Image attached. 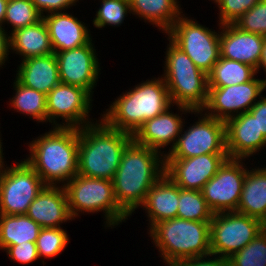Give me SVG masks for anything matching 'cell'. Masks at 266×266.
Here are the masks:
<instances>
[{
    "instance_id": "42",
    "label": "cell",
    "mask_w": 266,
    "mask_h": 266,
    "mask_svg": "<svg viewBox=\"0 0 266 266\" xmlns=\"http://www.w3.org/2000/svg\"><path fill=\"white\" fill-rule=\"evenodd\" d=\"M260 69L263 70V72H265V74H266V38H265V41H264L263 46H262V56H261L259 66H258L256 72L259 73L261 71ZM262 81H264V83L266 84V78L262 79Z\"/></svg>"
},
{
    "instance_id": "27",
    "label": "cell",
    "mask_w": 266,
    "mask_h": 266,
    "mask_svg": "<svg viewBox=\"0 0 266 266\" xmlns=\"http://www.w3.org/2000/svg\"><path fill=\"white\" fill-rule=\"evenodd\" d=\"M41 226L26 214H0V250L24 242H36Z\"/></svg>"
},
{
    "instance_id": "34",
    "label": "cell",
    "mask_w": 266,
    "mask_h": 266,
    "mask_svg": "<svg viewBox=\"0 0 266 266\" xmlns=\"http://www.w3.org/2000/svg\"><path fill=\"white\" fill-rule=\"evenodd\" d=\"M230 266H266V229L228 258Z\"/></svg>"
},
{
    "instance_id": "25",
    "label": "cell",
    "mask_w": 266,
    "mask_h": 266,
    "mask_svg": "<svg viewBox=\"0 0 266 266\" xmlns=\"http://www.w3.org/2000/svg\"><path fill=\"white\" fill-rule=\"evenodd\" d=\"M261 166V167H259ZM247 167L237 212L266 222V166Z\"/></svg>"
},
{
    "instance_id": "20",
    "label": "cell",
    "mask_w": 266,
    "mask_h": 266,
    "mask_svg": "<svg viewBox=\"0 0 266 266\" xmlns=\"http://www.w3.org/2000/svg\"><path fill=\"white\" fill-rule=\"evenodd\" d=\"M26 215L41 228H61L62 223L74 220L64 186H45L29 205Z\"/></svg>"
},
{
    "instance_id": "24",
    "label": "cell",
    "mask_w": 266,
    "mask_h": 266,
    "mask_svg": "<svg viewBox=\"0 0 266 266\" xmlns=\"http://www.w3.org/2000/svg\"><path fill=\"white\" fill-rule=\"evenodd\" d=\"M10 50L19 55L21 61L52 54L50 36L43 18L33 25L9 31Z\"/></svg>"
},
{
    "instance_id": "38",
    "label": "cell",
    "mask_w": 266,
    "mask_h": 266,
    "mask_svg": "<svg viewBox=\"0 0 266 266\" xmlns=\"http://www.w3.org/2000/svg\"><path fill=\"white\" fill-rule=\"evenodd\" d=\"M42 16L53 12H65L79 0H31ZM45 12V13H44Z\"/></svg>"
},
{
    "instance_id": "7",
    "label": "cell",
    "mask_w": 266,
    "mask_h": 266,
    "mask_svg": "<svg viewBox=\"0 0 266 266\" xmlns=\"http://www.w3.org/2000/svg\"><path fill=\"white\" fill-rule=\"evenodd\" d=\"M64 188L72 218L80 214H103L104 227L116 228L130 217L117 203L113 182L108 179L84 177L77 174Z\"/></svg>"
},
{
    "instance_id": "11",
    "label": "cell",
    "mask_w": 266,
    "mask_h": 266,
    "mask_svg": "<svg viewBox=\"0 0 266 266\" xmlns=\"http://www.w3.org/2000/svg\"><path fill=\"white\" fill-rule=\"evenodd\" d=\"M3 168L0 182V214H26L29 205L46 186L35 170L22 159Z\"/></svg>"
},
{
    "instance_id": "9",
    "label": "cell",
    "mask_w": 266,
    "mask_h": 266,
    "mask_svg": "<svg viewBox=\"0 0 266 266\" xmlns=\"http://www.w3.org/2000/svg\"><path fill=\"white\" fill-rule=\"evenodd\" d=\"M198 120L185 130L184 121L175 146L165 158H191L204 154H227L225 122L206 115L202 110L192 111ZM199 115V116H198ZM184 131V132H183Z\"/></svg>"
},
{
    "instance_id": "41",
    "label": "cell",
    "mask_w": 266,
    "mask_h": 266,
    "mask_svg": "<svg viewBox=\"0 0 266 266\" xmlns=\"http://www.w3.org/2000/svg\"><path fill=\"white\" fill-rule=\"evenodd\" d=\"M3 26H0V67L5 66L8 62L9 53H10V43H9V34L8 30H5ZM0 68V70H1Z\"/></svg>"
},
{
    "instance_id": "18",
    "label": "cell",
    "mask_w": 266,
    "mask_h": 266,
    "mask_svg": "<svg viewBox=\"0 0 266 266\" xmlns=\"http://www.w3.org/2000/svg\"><path fill=\"white\" fill-rule=\"evenodd\" d=\"M225 135L228 158L250 162L251 156L258 155L262 149L265 151L266 137L259 131L256 118L249 111L227 120Z\"/></svg>"
},
{
    "instance_id": "39",
    "label": "cell",
    "mask_w": 266,
    "mask_h": 266,
    "mask_svg": "<svg viewBox=\"0 0 266 266\" xmlns=\"http://www.w3.org/2000/svg\"><path fill=\"white\" fill-rule=\"evenodd\" d=\"M180 266H230V265L228 259H225L223 257L214 254H209L206 256H199L189 259L183 262Z\"/></svg>"
},
{
    "instance_id": "15",
    "label": "cell",
    "mask_w": 266,
    "mask_h": 266,
    "mask_svg": "<svg viewBox=\"0 0 266 266\" xmlns=\"http://www.w3.org/2000/svg\"><path fill=\"white\" fill-rule=\"evenodd\" d=\"M93 42L91 39L78 48L55 52L61 83L81 87L92 96L101 74V63Z\"/></svg>"
},
{
    "instance_id": "30",
    "label": "cell",
    "mask_w": 266,
    "mask_h": 266,
    "mask_svg": "<svg viewBox=\"0 0 266 266\" xmlns=\"http://www.w3.org/2000/svg\"><path fill=\"white\" fill-rule=\"evenodd\" d=\"M213 214L201 191L179 187L177 218L190 221H211Z\"/></svg>"
},
{
    "instance_id": "26",
    "label": "cell",
    "mask_w": 266,
    "mask_h": 266,
    "mask_svg": "<svg viewBox=\"0 0 266 266\" xmlns=\"http://www.w3.org/2000/svg\"><path fill=\"white\" fill-rule=\"evenodd\" d=\"M132 15L166 33L183 14L179 0H129ZM155 25V26H154Z\"/></svg>"
},
{
    "instance_id": "16",
    "label": "cell",
    "mask_w": 266,
    "mask_h": 266,
    "mask_svg": "<svg viewBox=\"0 0 266 266\" xmlns=\"http://www.w3.org/2000/svg\"><path fill=\"white\" fill-rule=\"evenodd\" d=\"M227 158V154L165 158V173L180 188L201 191Z\"/></svg>"
},
{
    "instance_id": "40",
    "label": "cell",
    "mask_w": 266,
    "mask_h": 266,
    "mask_svg": "<svg viewBox=\"0 0 266 266\" xmlns=\"http://www.w3.org/2000/svg\"><path fill=\"white\" fill-rule=\"evenodd\" d=\"M263 96L262 94L249 112L256 118L259 131L266 137V96Z\"/></svg>"
},
{
    "instance_id": "35",
    "label": "cell",
    "mask_w": 266,
    "mask_h": 266,
    "mask_svg": "<svg viewBox=\"0 0 266 266\" xmlns=\"http://www.w3.org/2000/svg\"><path fill=\"white\" fill-rule=\"evenodd\" d=\"M233 24L242 31L266 37V0H260Z\"/></svg>"
},
{
    "instance_id": "37",
    "label": "cell",
    "mask_w": 266,
    "mask_h": 266,
    "mask_svg": "<svg viewBox=\"0 0 266 266\" xmlns=\"http://www.w3.org/2000/svg\"><path fill=\"white\" fill-rule=\"evenodd\" d=\"M3 251L6 252L8 258L13 262H18L23 265H29L35 261H39L36 242H24L6 247Z\"/></svg>"
},
{
    "instance_id": "23",
    "label": "cell",
    "mask_w": 266,
    "mask_h": 266,
    "mask_svg": "<svg viewBox=\"0 0 266 266\" xmlns=\"http://www.w3.org/2000/svg\"><path fill=\"white\" fill-rule=\"evenodd\" d=\"M17 66L15 78L22 85L45 95L61 83L55 53L27 58Z\"/></svg>"
},
{
    "instance_id": "12",
    "label": "cell",
    "mask_w": 266,
    "mask_h": 266,
    "mask_svg": "<svg viewBox=\"0 0 266 266\" xmlns=\"http://www.w3.org/2000/svg\"><path fill=\"white\" fill-rule=\"evenodd\" d=\"M92 101L93 96L87 90L59 83L46 95L47 123L52 127L73 128L90 125L96 122L90 118Z\"/></svg>"
},
{
    "instance_id": "17",
    "label": "cell",
    "mask_w": 266,
    "mask_h": 266,
    "mask_svg": "<svg viewBox=\"0 0 266 266\" xmlns=\"http://www.w3.org/2000/svg\"><path fill=\"white\" fill-rule=\"evenodd\" d=\"M176 109L180 111V114L179 112L178 114L174 113L172 109L168 108L160 115L146 120L143 126L133 136V140L138 145L155 149L166 155L167 150L162 151V149L164 150L168 146L169 152L177 143L183 123L186 120L182 115H187V113L190 114L192 112L190 108L180 105H176Z\"/></svg>"
},
{
    "instance_id": "21",
    "label": "cell",
    "mask_w": 266,
    "mask_h": 266,
    "mask_svg": "<svg viewBox=\"0 0 266 266\" xmlns=\"http://www.w3.org/2000/svg\"><path fill=\"white\" fill-rule=\"evenodd\" d=\"M42 18L54 53L86 45L93 37L89 26L67 11L49 13Z\"/></svg>"
},
{
    "instance_id": "19",
    "label": "cell",
    "mask_w": 266,
    "mask_h": 266,
    "mask_svg": "<svg viewBox=\"0 0 266 266\" xmlns=\"http://www.w3.org/2000/svg\"><path fill=\"white\" fill-rule=\"evenodd\" d=\"M265 38L242 31L234 24L221 25L220 57L248 64L257 70Z\"/></svg>"
},
{
    "instance_id": "14",
    "label": "cell",
    "mask_w": 266,
    "mask_h": 266,
    "mask_svg": "<svg viewBox=\"0 0 266 266\" xmlns=\"http://www.w3.org/2000/svg\"><path fill=\"white\" fill-rule=\"evenodd\" d=\"M266 91V84L256 76L243 84L209 87L206 106L202 111L218 120H227L245 113Z\"/></svg>"
},
{
    "instance_id": "44",
    "label": "cell",
    "mask_w": 266,
    "mask_h": 266,
    "mask_svg": "<svg viewBox=\"0 0 266 266\" xmlns=\"http://www.w3.org/2000/svg\"><path fill=\"white\" fill-rule=\"evenodd\" d=\"M2 134H1V131H0V168H4V167H6V161H4V157L5 156H3L4 155V153H3V142H1V141H3L2 140V136H1Z\"/></svg>"
},
{
    "instance_id": "32",
    "label": "cell",
    "mask_w": 266,
    "mask_h": 266,
    "mask_svg": "<svg viewBox=\"0 0 266 266\" xmlns=\"http://www.w3.org/2000/svg\"><path fill=\"white\" fill-rule=\"evenodd\" d=\"M99 2L100 7L92 21L97 29L122 26L128 13L132 14L129 0H99Z\"/></svg>"
},
{
    "instance_id": "10",
    "label": "cell",
    "mask_w": 266,
    "mask_h": 266,
    "mask_svg": "<svg viewBox=\"0 0 266 266\" xmlns=\"http://www.w3.org/2000/svg\"><path fill=\"white\" fill-rule=\"evenodd\" d=\"M264 229L261 220L237 211L214 213L210 221L211 254L228 259Z\"/></svg>"
},
{
    "instance_id": "31",
    "label": "cell",
    "mask_w": 266,
    "mask_h": 266,
    "mask_svg": "<svg viewBox=\"0 0 266 266\" xmlns=\"http://www.w3.org/2000/svg\"><path fill=\"white\" fill-rule=\"evenodd\" d=\"M42 19L31 0H8L3 27L10 25L11 32L16 29L33 25Z\"/></svg>"
},
{
    "instance_id": "2",
    "label": "cell",
    "mask_w": 266,
    "mask_h": 266,
    "mask_svg": "<svg viewBox=\"0 0 266 266\" xmlns=\"http://www.w3.org/2000/svg\"><path fill=\"white\" fill-rule=\"evenodd\" d=\"M49 129L29 142L23 159L46 186H64L78 174L79 128Z\"/></svg>"
},
{
    "instance_id": "1",
    "label": "cell",
    "mask_w": 266,
    "mask_h": 266,
    "mask_svg": "<svg viewBox=\"0 0 266 266\" xmlns=\"http://www.w3.org/2000/svg\"><path fill=\"white\" fill-rule=\"evenodd\" d=\"M165 174V155L138 145L125 148L112 179L118 205L131 217L146 198L149 189Z\"/></svg>"
},
{
    "instance_id": "36",
    "label": "cell",
    "mask_w": 266,
    "mask_h": 266,
    "mask_svg": "<svg viewBox=\"0 0 266 266\" xmlns=\"http://www.w3.org/2000/svg\"><path fill=\"white\" fill-rule=\"evenodd\" d=\"M260 0H217L218 21L220 25L233 24Z\"/></svg>"
},
{
    "instance_id": "4",
    "label": "cell",
    "mask_w": 266,
    "mask_h": 266,
    "mask_svg": "<svg viewBox=\"0 0 266 266\" xmlns=\"http://www.w3.org/2000/svg\"><path fill=\"white\" fill-rule=\"evenodd\" d=\"M132 141L131 134L109 127L101 118L79 128L78 174L112 181Z\"/></svg>"
},
{
    "instance_id": "22",
    "label": "cell",
    "mask_w": 266,
    "mask_h": 266,
    "mask_svg": "<svg viewBox=\"0 0 266 266\" xmlns=\"http://www.w3.org/2000/svg\"><path fill=\"white\" fill-rule=\"evenodd\" d=\"M179 186L166 173L149 189L139 207L147 216L149 231L156 223L177 218Z\"/></svg>"
},
{
    "instance_id": "33",
    "label": "cell",
    "mask_w": 266,
    "mask_h": 266,
    "mask_svg": "<svg viewBox=\"0 0 266 266\" xmlns=\"http://www.w3.org/2000/svg\"><path fill=\"white\" fill-rule=\"evenodd\" d=\"M67 231L61 228H41L37 241L39 259L56 258L64 252L69 242Z\"/></svg>"
},
{
    "instance_id": "29",
    "label": "cell",
    "mask_w": 266,
    "mask_h": 266,
    "mask_svg": "<svg viewBox=\"0 0 266 266\" xmlns=\"http://www.w3.org/2000/svg\"><path fill=\"white\" fill-rule=\"evenodd\" d=\"M256 75V69L248 64L219 57L208 73V86L226 87L243 84L252 80Z\"/></svg>"
},
{
    "instance_id": "28",
    "label": "cell",
    "mask_w": 266,
    "mask_h": 266,
    "mask_svg": "<svg viewBox=\"0 0 266 266\" xmlns=\"http://www.w3.org/2000/svg\"><path fill=\"white\" fill-rule=\"evenodd\" d=\"M15 95L9 100V106L15 112L27 115L37 123L47 124L46 95L32 88L22 85L16 78L13 82Z\"/></svg>"
},
{
    "instance_id": "43",
    "label": "cell",
    "mask_w": 266,
    "mask_h": 266,
    "mask_svg": "<svg viewBox=\"0 0 266 266\" xmlns=\"http://www.w3.org/2000/svg\"><path fill=\"white\" fill-rule=\"evenodd\" d=\"M8 0H0V26H3Z\"/></svg>"
},
{
    "instance_id": "6",
    "label": "cell",
    "mask_w": 266,
    "mask_h": 266,
    "mask_svg": "<svg viewBox=\"0 0 266 266\" xmlns=\"http://www.w3.org/2000/svg\"><path fill=\"white\" fill-rule=\"evenodd\" d=\"M162 77L173 105L202 110L208 99V74L199 69L188 55L167 38Z\"/></svg>"
},
{
    "instance_id": "13",
    "label": "cell",
    "mask_w": 266,
    "mask_h": 266,
    "mask_svg": "<svg viewBox=\"0 0 266 266\" xmlns=\"http://www.w3.org/2000/svg\"><path fill=\"white\" fill-rule=\"evenodd\" d=\"M243 161L227 158L203 186L202 195L213 213L237 211L247 170Z\"/></svg>"
},
{
    "instance_id": "45",
    "label": "cell",
    "mask_w": 266,
    "mask_h": 266,
    "mask_svg": "<svg viewBox=\"0 0 266 266\" xmlns=\"http://www.w3.org/2000/svg\"><path fill=\"white\" fill-rule=\"evenodd\" d=\"M2 172H3V168H0V182H1V175H2Z\"/></svg>"
},
{
    "instance_id": "3",
    "label": "cell",
    "mask_w": 266,
    "mask_h": 266,
    "mask_svg": "<svg viewBox=\"0 0 266 266\" xmlns=\"http://www.w3.org/2000/svg\"><path fill=\"white\" fill-rule=\"evenodd\" d=\"M111 102L100 117L109 127L134 136L146 120L174 105L163 77L146 79Z\"/></svg>"
},
{
    "instance_id": "5",
    "label": "cell",
    "mask_w": 266,
    "mask_h": 266,
    "mask_svg": "<svg viewBox=\"0 0 266 266\" xmlns=\"http://www.w3.org/2000/svg\"><path fill=\"white\" fill-rule=\"evenodd\" d=\"M166 266L211 254L210 221L173 218L156 223L148 232Z\"/></svg>"
},
{
    "instance_id": "8",
    "label": "cell",
    "mask_w": 266,
    "mask_h": 266,
    "mask_svg": "<svg viewBox=\"0 0 266 266\" xmlns=\"http://www.w3.org/2000/svg\"><path fill=\"white\" fill-rule=\"evenodd\" d=\"M216 32L182 14L164 34L205 73H209L220 57V30Z\"/></svg>"
}]
</instances>
